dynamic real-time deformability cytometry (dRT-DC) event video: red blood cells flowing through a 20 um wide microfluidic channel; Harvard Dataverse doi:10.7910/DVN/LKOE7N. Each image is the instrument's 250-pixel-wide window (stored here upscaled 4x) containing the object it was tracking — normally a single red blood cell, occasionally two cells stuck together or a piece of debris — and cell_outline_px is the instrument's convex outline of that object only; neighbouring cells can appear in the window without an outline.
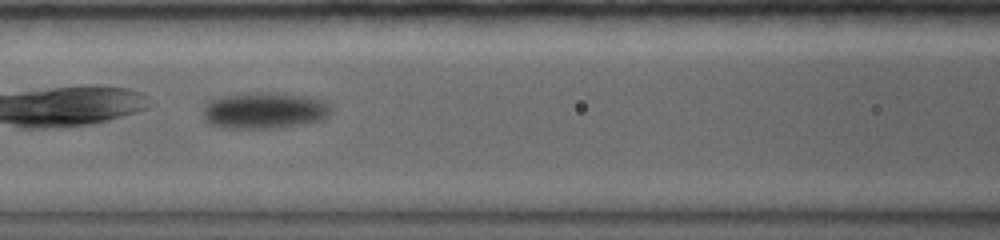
{"species": "common noctule bat (a hibernating species)", "species_latin": "Nyctalus noctula", "temperature_condition": "warm", "stored_images_in_passage": 29, "camera_frame_rate_fps": 5000, "um_per_image_px": 0.085, "animal": {"sex": "female", "body_mass_g": 19.0, "forearm_length_mm": 56.7}, "frame": {"image": 1, "passage_image": 9, "time_ms": 2.6, "image_size_px": [1000, 240], "cell_outline_px": [[332, 112], [328, 116], [320, 120], [304, 124], [280, 128], [224, 128], [208, 124], [204, 120], [204, 108], [208, 100], [220, 96], [256, 92], [264, 92], [308, 96], [324, 100], [332, 108]], "centroid_in_image_um": [22.48, 9.4], "position_along_channel_um": 144.1, "area_um2": 27.46}, "authors_computed_cell_mechanics": {"area_um2": 25.6632, "velocity_mm_per_s": 3.6157, "shape_relaxation_time_tau1_ms": 5.6011, "shape_relaxation_time_tau2_ms": null, "deformation_change_tau1": 0.1389, "deformation_change_tau2": null}}